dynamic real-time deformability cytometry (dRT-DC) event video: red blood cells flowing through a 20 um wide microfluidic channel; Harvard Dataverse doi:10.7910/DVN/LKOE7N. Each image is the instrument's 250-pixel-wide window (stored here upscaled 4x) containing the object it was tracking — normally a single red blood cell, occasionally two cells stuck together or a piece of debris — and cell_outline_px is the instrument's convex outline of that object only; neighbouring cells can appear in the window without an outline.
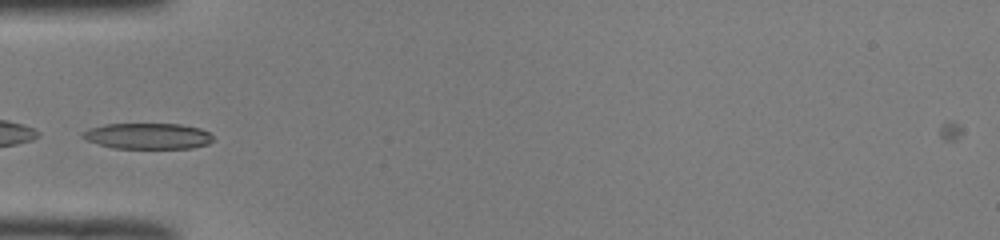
{"species": "common noctule bat (a hibernating species)", "species_latin": "Nyctalus noctula", "temperature_condition": "room temperature", "stored_images_in_passage": 33, "camera_frame_rate_fps": 3000, "um_per_image_px": 0.085, "animal": {"sex": "male", "body_mass_g": 19.0, "forearm_length_mm": 50.8}, "frame": {"image": 1, "passage_image": 1, "time_ms": 0.0, "image_size_px": [1000, 240], "cell_outline_px": [[212, 140], [208, 144], [192, 148], [112, 148], [88, 140], [80, 136], [80, 132], [88, 128], [104, 124], [180, 124], [200, 128], [208, 132], [212, 136]], "centroid_in_image_um": [12.53, 11.56], "position_along_channel_um": 72.5, "area_um2": 19.71}}
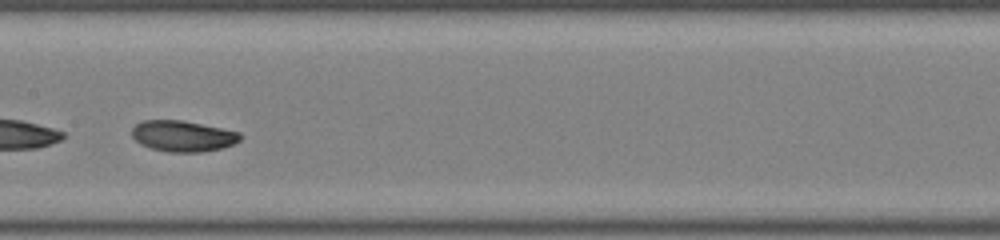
{"frame": {"image": 2, "passage_image": 10, "time_ms": 3.0, "image_size_px": [1000, 240], "cell_outline_px": [[240, 140], [232, 144], [220, 148], [200, 152], [168, 152], [152, 148], [140, 144], [132, 136], [132, 128], [136, 124], [144, 120], [180, 120], [240, 132]], "centroid_in_image_um": [15.5, 11.56], "position_along_channel_um": 191.9, "area_um2": 19.25}}
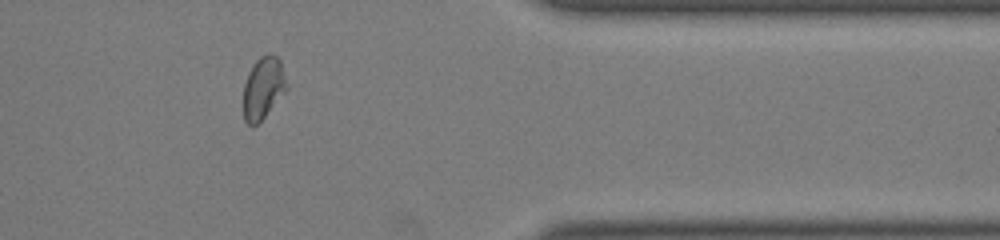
{"frame": {"image": 3, "passage_image": 24, "time_ms": 7.667, "image_size_px": [1000, 240], "cell_outline_px": [[288, 88], [264, 116], [252, 128], [244, 120], [244, 84], [248, 72], [252, 64], [260, 56], [268, 52], [276, 56], [280, 60], [288, 84]], "centroid_in_image_um": [22.37, 7.44], "position_along_channel_um": 389.0, "area_um2": 15.66}}